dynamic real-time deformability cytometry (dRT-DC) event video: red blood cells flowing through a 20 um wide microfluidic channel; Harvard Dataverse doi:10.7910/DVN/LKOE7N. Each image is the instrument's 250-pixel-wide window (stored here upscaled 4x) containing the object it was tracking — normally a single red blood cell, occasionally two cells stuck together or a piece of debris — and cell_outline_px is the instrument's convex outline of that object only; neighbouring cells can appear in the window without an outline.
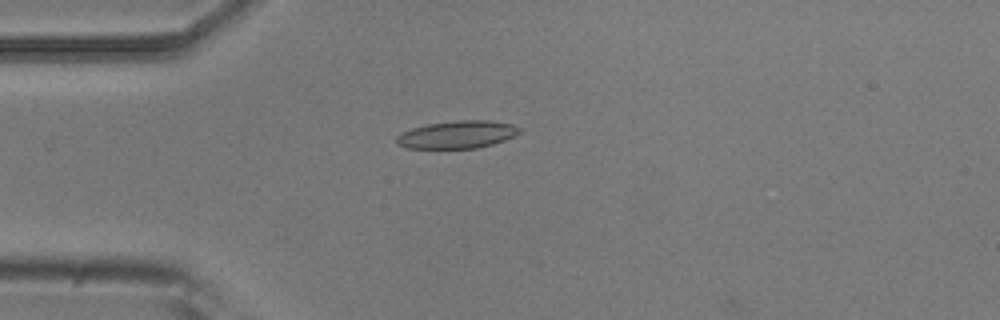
{"species": "common noctule bat (a hibernating species)", "species_latin": "Nyctalus noctula", "temperature_condition": "room temperature", "stored_images_in_passage": 13, "camera_frame_rate_fps": 3000, "um_per_image_px": 0.085, "animal": {"sex": "male", "body_mass_g": 20.5, "forearm_length_mm": 52.5}, "frame": {"image": 1, "passage_image": 6, "time_ms": 1.667, "image_size_px": [1000, 320], "cell_outline_px": [[520, 132], [504, 140], [492, 144], [476, 148], [408, 148], [396, 144], [396, 136], [400, 132], [412, 128], [428, 124], [456, 120], [488, 120], [512, 124], [520, 128]], "centroid_in_image_um": [38.82, 11.43], "position_along_channel_um": 46.2, "area_um2": 19.71}}
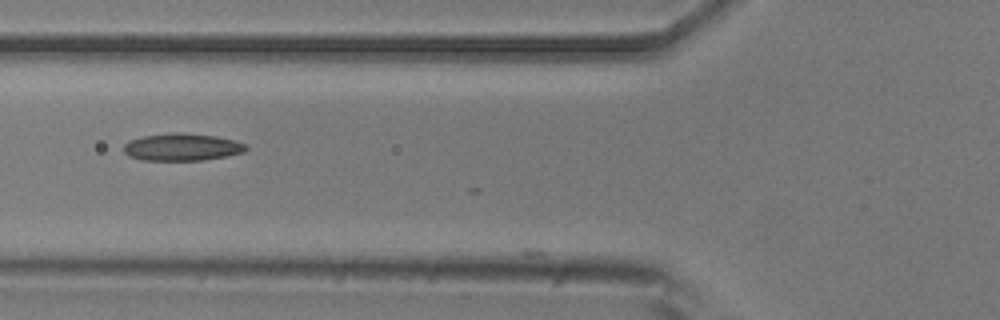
{"frame": {"image": 2, "passage_image": 12, "time_ms": 3.667, "image_size_px": [1000, 320], "cell_outline_px": [[248, 148], [244, 152], [204, 160], [144, 160], [128, 156], [124, 152], [124, 144], [128, 140], [144, 136], [176, 132], [180, 132], [216, 136], [236, 140], [244, 144]], "centroid_in_image_um": [15.46, 12.5], "position_along_channel_um": 110.3, "area_um2": 19.42}}